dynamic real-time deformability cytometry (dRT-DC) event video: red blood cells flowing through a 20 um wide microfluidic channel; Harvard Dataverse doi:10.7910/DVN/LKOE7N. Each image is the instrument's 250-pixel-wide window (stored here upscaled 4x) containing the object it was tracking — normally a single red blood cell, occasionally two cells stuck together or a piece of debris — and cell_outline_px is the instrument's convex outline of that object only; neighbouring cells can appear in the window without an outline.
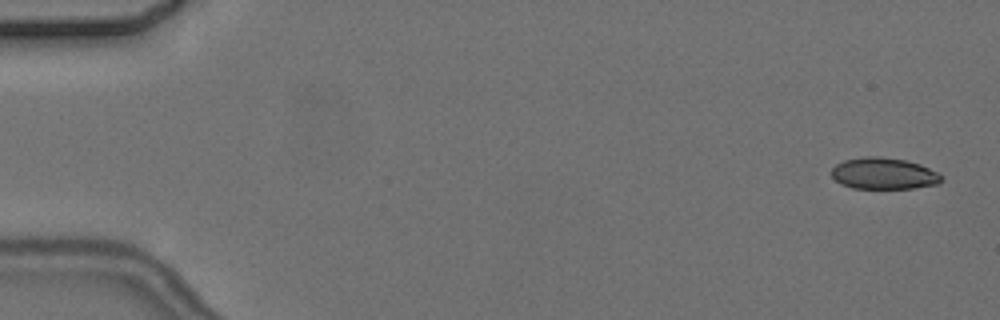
{"species": "common noctule bat (a hibernating species)", "species_latin": "Nyctalus noctula", "temperature_condition": "cold", "stored_images_in_passage": 4, "camera_frame_rate_fps": 3000, "um_per_image_px": 0.085, "animal": {"sex": "female", "body_mass_g": 24.6, "forearm_length_mm": 56.2}, "frame": {"image": 1, "passage_image": 1, "time_ms": 0.0, "image_size_px": [1000, 320], "cell_outline_px": [[944, 180], [940, 184], [912, 188], [852, 188], [840, 184], [832, 176], [832, 168], [836, 164], [844, 160], [864, 156], [880, 156], [904, 160], [920, 164], [944, 176]], "centroid_in_image_um": [75.13, 14.75], "position_along_channel_um": 9.9, "area_um2": 20.29}}